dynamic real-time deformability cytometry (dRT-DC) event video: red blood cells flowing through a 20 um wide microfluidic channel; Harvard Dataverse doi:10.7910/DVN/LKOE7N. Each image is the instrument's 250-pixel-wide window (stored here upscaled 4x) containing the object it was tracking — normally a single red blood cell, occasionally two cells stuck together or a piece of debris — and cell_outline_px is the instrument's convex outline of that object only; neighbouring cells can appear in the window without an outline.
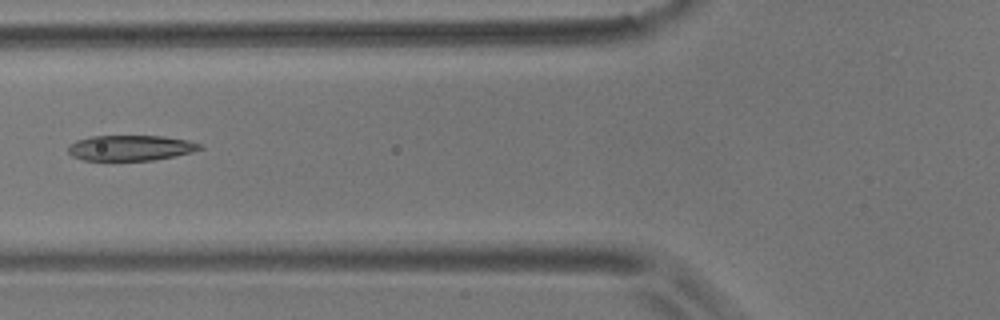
{"species": "common noctule bat (a hibernating species)", "species_latin": "Nyctalus noctula", "temperature_condition": "room temperature", "stored_images_in_passage": 6, "camera_frame_rate_fps": 3000, "um_per_image_px": 0.085, "animal": {"sex": "male", "body_mass_g": 17.9}, "frame": {"image": 1, "passage_image": 6, "time_ms": 1.667, "image_size_px": [1000, 320], "cell_outline_px": [[204, 148], [192, 152], [152, 160], [84, 160], [72, 156], [68, 152], [68, 144], [76, 140], [92, 136], [164, 136], [188, 140], [204, 144]], "centroid_in_image_um": [11.11, 12.56], "position_along_channel_um": 114.7, "area_um2": 19.59}}